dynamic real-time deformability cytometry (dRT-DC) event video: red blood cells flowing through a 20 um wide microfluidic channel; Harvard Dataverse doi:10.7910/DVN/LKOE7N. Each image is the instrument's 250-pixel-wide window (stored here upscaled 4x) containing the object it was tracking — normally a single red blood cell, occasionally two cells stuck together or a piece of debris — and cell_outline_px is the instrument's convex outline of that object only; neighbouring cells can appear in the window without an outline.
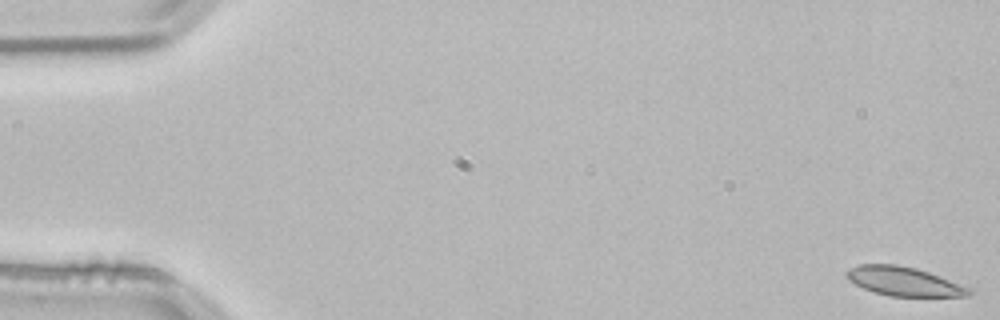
{"species": "common noctule bat (a hibernating species)", "species_latin": "Nyctalus noctula", "temperature_condition": "room temperature", "stored_images_in_passage": 54, "camera_frame_rate_fps": 3000, "um_per_image_px": 0.085, "animal": {"sex": "male", "body_mass_g": 21.5, "forearm_length_mm": 52.0}, "frame": {"image": 1, "passage_image": 1, "time_ms": 0.0, "image_size_px": [1000, 320], "cell_outline_px": [[972, 292], [968, 296], [888, 296], [864, 288], [848, 280], [844, 276], [844, 272], [860, 264], [896, 264], [916, 268], [928, 272], [972, 288]], "centroid_in_image_um": [76.82, 23.91], "position_along_channel_um": 8.2, "area_um2": 20.58}}
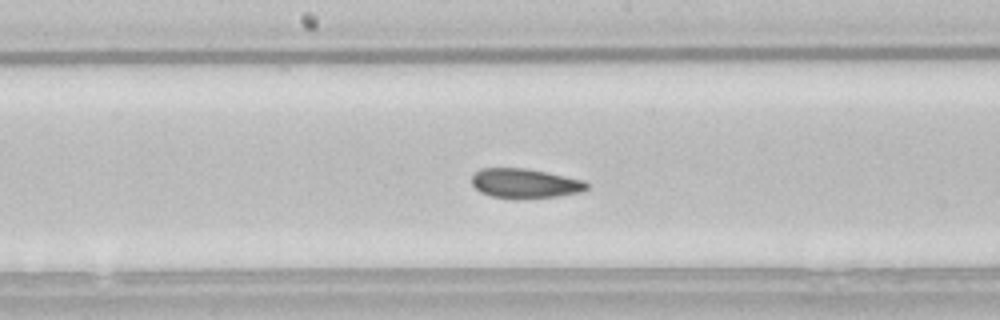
{"frame": {"image": 2, "passage_image": 28, "time_ms": 9.0, "image_size_px": [1000, 320], "cell_outline_px": [[588, 188], [580, 192], [556, 196], [492, 196], [480, 192], [472, 184], [472, 176], [480, 168], [528, 168], [548, 172], [584, 180], [588, 184]], "centroid_in_image_um": [44.63, 15.53], "position_along_channel_um": 203.6, "area_um2": 19.13}}
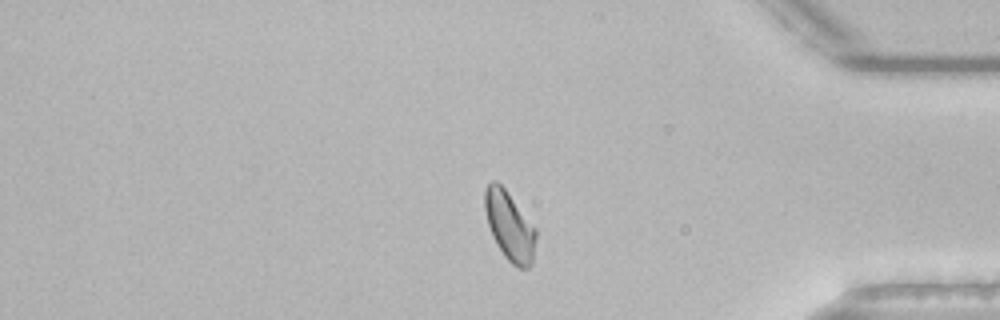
{"frame": {"image": 3, "passage_image": 45, "time_ms": 14.667, "image_size_px": [1000, 320], "cell_outline_px": [[536, 236], [532, 264], [528, 268], [520, 268], [512, 264], [504, 256], [496, 244], [492, 236], [488, 224], [484, 208], [484, 188], [488, 180], [496, 180], [504, 188], [536, 228]], "centroid_in_image_um": [43.29, 19.19], "position_along_channel_um": 391.9, "area_um2": 20.63}, "authors_computed_cell_mechanics": {"area_um2": 20.6346, "velocity_mm_per_s": 3.7871, "shape_relaxation_time_tau1_ms": 8.5304, "shape_relaxation_time_tau2_ms": 2.8102, "deformation_change_tau1": 0.1308, "deformation_change_tau2": 0.0707}}